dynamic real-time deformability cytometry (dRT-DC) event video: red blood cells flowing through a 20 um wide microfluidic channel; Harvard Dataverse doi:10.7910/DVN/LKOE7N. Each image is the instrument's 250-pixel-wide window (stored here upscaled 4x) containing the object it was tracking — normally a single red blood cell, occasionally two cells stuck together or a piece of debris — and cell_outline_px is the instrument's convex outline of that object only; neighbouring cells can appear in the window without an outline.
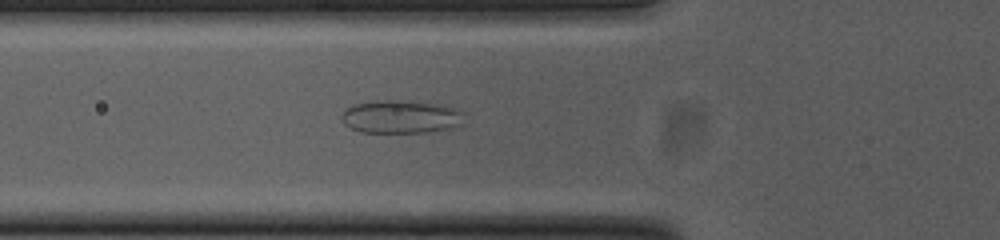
{"species": "common noctule bat (a hibernating species)", "species_latin": "Nyctalus noctula", "temperature_condition": "cold", "stored_images_in_passage": 37, "camera_frame_rate_fps": 3000, "um_per_image_px": 0.085, "animal": {"sex": "female", "body_mass_g": 23.0, "forearm_length_mm": 53.4}, "frame": {"image": 1, "passage_image": 7, "time_ms": 2.0, "image_size_px": [1000, 240], "cell_outline_px": [[464, 112], [460, 124], [452, 128], [428, 132], [360, 132], [344, 124], [340, 116], [344, 108], [352, 104], [376, 100], [400, 100], [452, 104], [460, 108]], "centroid_in_image_um": [34.1, 9.89], "position_along_channel_um": 91.7, "area_um2": 24.33}}
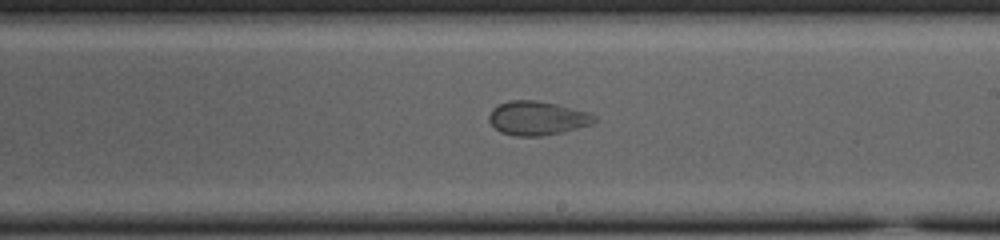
{"frame": {"image": 2, "passage_image": 19, "time_ms": 6.0, "image_size_px": [1000, 240], "cell_outline_px": [[596, 120], [592, 124], [560, 132], [540, 136], [516, 136], [500, 132], [488, 120], [488, 116], [492, 108], [496, 104], [508, 100], [536, 100], [556, 104], [588, 112], [596, 116]], "centroid_in_image_um": [45.62, 10.03], "position_along_channel_um": 243.4, "area_um2": 20.81}}
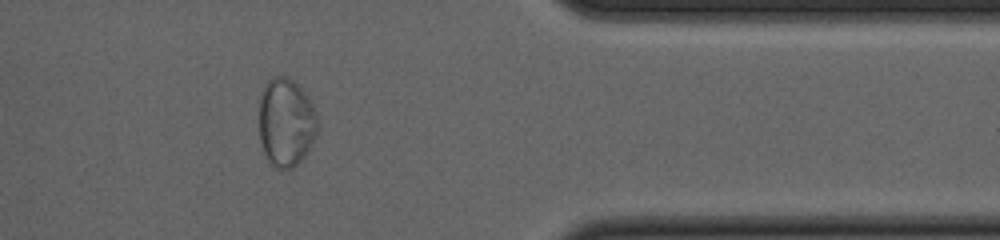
{"frame": {"image": 3, "passage_image": 32, "time_ms": 10.333, "image_size_px": [1000, 240], "cell_outline_px": [[316, 136], [304, 156], [292, 168], [272, 168], [268, 164], [260, 140], [260, 96], [268, 80], [272, 76], [284, 76], [292, 80], [304, 92], [312, 104], [316, 112]], "centroid_in_image_um": [24.29, 10.42], "position_along_channel_um": 387.1, "area_um2": 29.88}}